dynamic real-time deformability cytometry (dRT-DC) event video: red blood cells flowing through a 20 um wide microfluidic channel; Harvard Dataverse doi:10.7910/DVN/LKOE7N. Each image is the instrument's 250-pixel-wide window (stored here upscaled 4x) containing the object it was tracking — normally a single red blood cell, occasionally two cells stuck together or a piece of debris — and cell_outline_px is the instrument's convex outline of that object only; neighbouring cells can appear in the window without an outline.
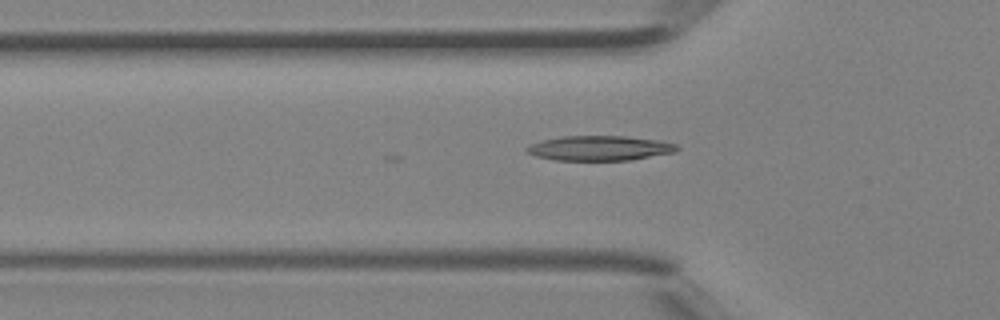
{"species": "Egyptian fruit bat (a non-hibernating species)", "species_latin": "Rousettus aegyptiacus", "temperature_condition": "room temperature", "stored_images_in_passage": 27, "camera_frame_rate_fps": 3000, "um_per_image_px": 0.085, "animal": {"sex": "female"}, "frame": {"image": 1, "passage_image": 3, "time_ms": 0.667, "image_size_px": [1000, 320], "cell_outline_px": [[680, 148], [676, 152], [632, 160], [552, 160], [536, 156], [528, 152], [524, 148], [540, 140], [560, 136], [624, 136], [660, 140], [676, 144]], "centroid_in_image_um": [50.99, 12.59], "position_along_channel_um": 74.8, "area_um2": 21.91}}
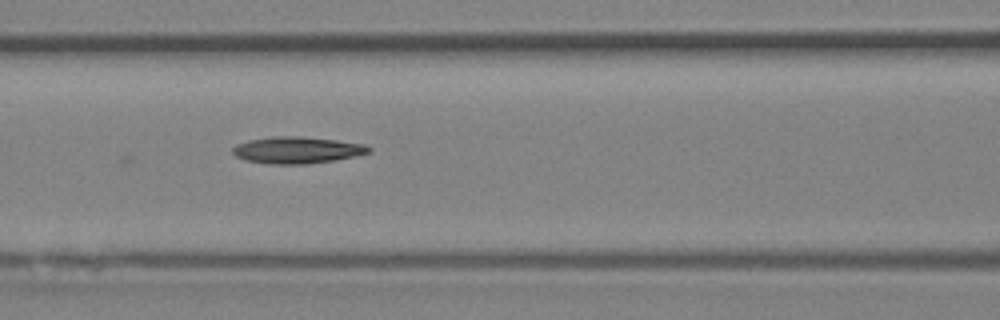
{"frame": {"image": 2, "passage_image": 7, "time_ms": 2.0, "image_size_px": [1000, 320], "cell_outline_px": [[372, 148], [368, 152], [336, 160], [308, 164], [268, 164], [244, 160], [236, 156], [232, 152], [232, 148], [236, 144], [248, 140], [272, 136], [300, 136], [336, 140], [364, 144]], "centroid_in_image_um": [25.19, 12.75], "position_along_channel_um": 141.4, "area_um2": 21.21}}
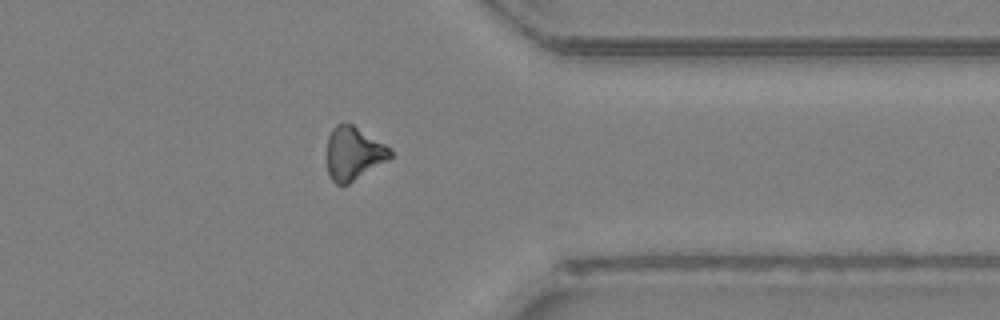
{"frame": {"image": 3, "passage_image": 22, "time_ms": 7.0, "image_size_px": [1000, 320], "cell_outline_px": [[392, 156], [388, 160], [348, 184], [336, 184], [332, 180], [328, 172], [328, 136], [332, 128], [336, 124], [352, 124], [384, 144], [392, 152]], "centroid_in_image_um": [30.04, 13.04], "position_along_channel_um": 381.4, "area_um2": 19.25}}